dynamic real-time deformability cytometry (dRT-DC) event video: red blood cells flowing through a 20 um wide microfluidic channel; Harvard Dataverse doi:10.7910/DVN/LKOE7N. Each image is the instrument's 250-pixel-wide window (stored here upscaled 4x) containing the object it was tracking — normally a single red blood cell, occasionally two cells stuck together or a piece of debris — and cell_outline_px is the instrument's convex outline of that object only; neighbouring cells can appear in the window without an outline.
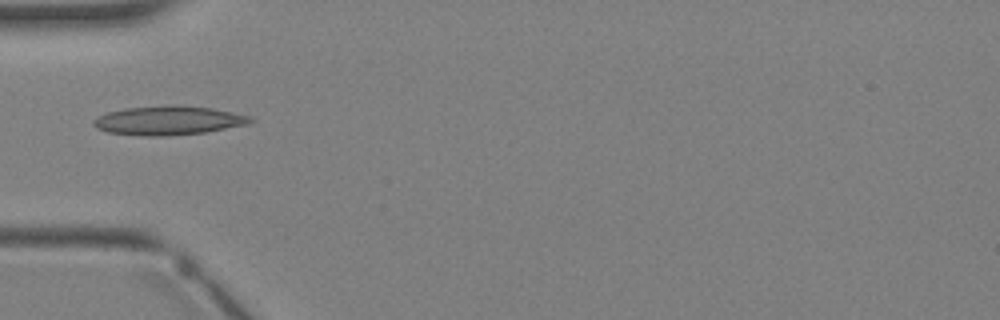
{"species": "Egyptian fruit bat (a non-hibernating species)", "species_latin": "Rousettus aegyptiacus", "temperature_condition": "warm", "stored_images_in_passage": 3, "camera_frame_rate_fps": 3000, "um_per_image_px": 0.085, "animal": {"sex": "female"}, "frame": {"image": 1, "passage_image": 3, "time_ms": 2.333, "image_size_px": [1000, 320], "cell_outline_px": [[256, 120], [248, 124], [204, 132], [168, 136], [144, 136], [108, 132], [96, 128], [92, 124], [92, 120], [108, 112], [124, 108], [168, 104], [176, 104], [212, 108], [252, 116]], "centroid_in_image_um": [14.33, 10.23], "position_along_channel_um": 70.7, "area_um2": 26.76}}